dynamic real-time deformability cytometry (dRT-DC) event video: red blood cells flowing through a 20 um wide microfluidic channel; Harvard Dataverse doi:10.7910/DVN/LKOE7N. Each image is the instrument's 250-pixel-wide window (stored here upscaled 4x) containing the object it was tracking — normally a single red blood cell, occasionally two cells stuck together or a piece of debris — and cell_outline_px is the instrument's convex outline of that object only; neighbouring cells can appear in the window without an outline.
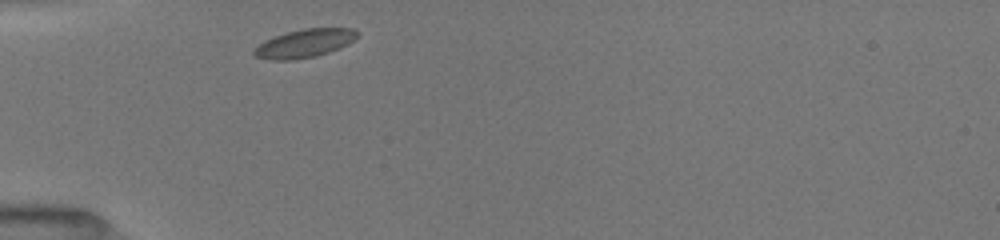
{"species": "common noctule bat (a hibernating species)", "species_latin": "Nyctalus noctula", "temperature_condition": "room temperature", "stored_images_in_passage": 13, "camera_frame_rate_fps": 3000, "um_per_image_px": 0.085, "animal": {"sex": "female", "body_mass_g": 19.5, "forearm_length_mm": 54.1}, "frame": {"image": 1, "passage_image": 1, "time_ms": 0.0, "image_size_px": [1000, 240], "cell_outline_px": [[356, 36], [352, 40], [340, 48], [316, 56], [292, 60], [268, 60], [256, 56], [252, 52], [264, 40], [288, 32], [304, 28], [352, 28], [356, 32]], "centroid_in_image_um": [25.85, 3.69], "position_along_channel_um": 59.1, "area_um2": 16.7}}